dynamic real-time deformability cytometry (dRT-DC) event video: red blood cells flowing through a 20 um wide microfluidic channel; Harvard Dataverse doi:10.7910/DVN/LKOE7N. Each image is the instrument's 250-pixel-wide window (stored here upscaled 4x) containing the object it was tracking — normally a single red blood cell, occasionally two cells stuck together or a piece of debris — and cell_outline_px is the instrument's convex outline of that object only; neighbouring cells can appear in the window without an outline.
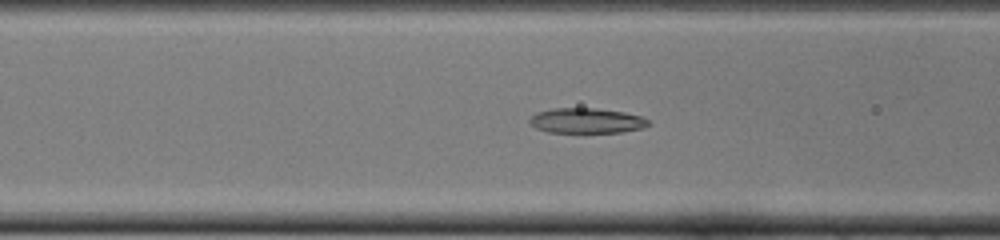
{"species": "common noctule bat (a hibernating species)", "species_latin": "Nyctalus noctula", "temperature_condition": "cold", "stored_images_in_passage": 51, "camera_frame_rate_fps": 3000, "um_per_image_px": 0.085, "animal": {"sex": "female", "body_mass_g": 22.0, "forearm_length_mm": 56.7}, "frame": {"image": 1, "passage_image": 20, "time_ms": 6.333, "image_size_px": [1000, 240], "cell_outline_px": [[652, 124], [644, 128], [620, 132], [548, 132], [536, 128], [528, 120], [536, 112], [552, 108], [596, 108], [624, 112], [640, 116], [648, 120]], "centroid_in_image_um": [49.87, 10.25], "position_along_channel_um": 116.7, "area_um2": 17.4}}
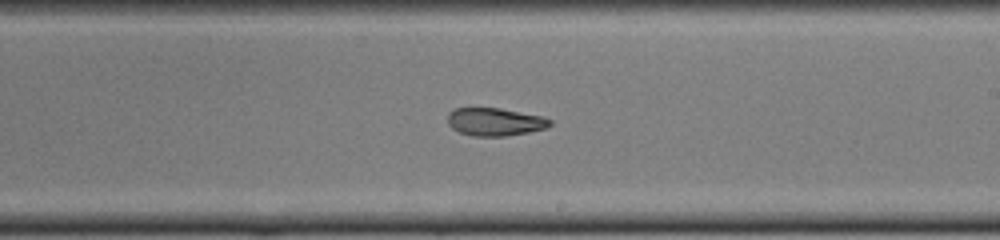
{"frame": {"image": 2, "passage_image": 30, "time_ms": 9.667, "image_size_px": [1000, 240], "cell_outline_px": [[552, 124], [548, 128], [528, 132], [504, 136], [472, 136], [460, 132], [452, 128], [448, 124], [448, 112], [456, 108], [500, 108], [544, 116], [552, 120]], "centroid_in_image_um": [42.1, 10.35], "position_along_channel_um": 246.9, "area_um2": 16.76}}
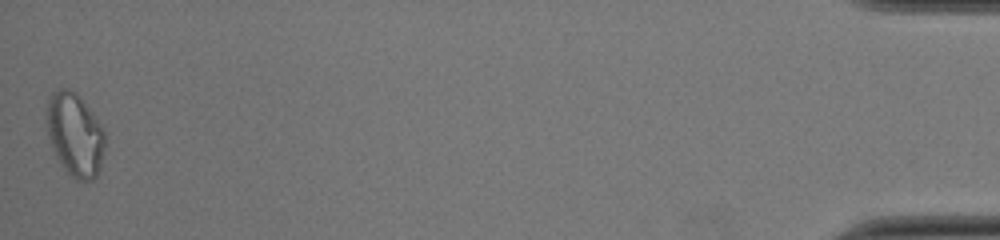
{"frame": {"image": 3, "passage_image": 51, "time_ms": 16.667, "image_size_px": [1000, 240], "cell_outline_px": [[104, 148], [100, 168], [96, 176], [92, 180], [76, 180], [60, 164], [52, 148], [48, 136], [48, 96], [52, 92], [60, 88], [68, 88], [76, 92], [80, 96], [104, 128]], "centroid_in_image_um": [6.38, 11.43], "position_along_channel_um": 428.8, "area_um2": 28.15}, "authors_computed_cell_mechanics": {"area_um2": 18.4382, "velocity_mm_per_s": 3.9242, "shape_relaxation_time_tau1_ms": null, "shape_relaxation_time_tau2_ms": 6.959, "deformation_change_tau1": null, "deformation_change_tau2": 0.1392}}